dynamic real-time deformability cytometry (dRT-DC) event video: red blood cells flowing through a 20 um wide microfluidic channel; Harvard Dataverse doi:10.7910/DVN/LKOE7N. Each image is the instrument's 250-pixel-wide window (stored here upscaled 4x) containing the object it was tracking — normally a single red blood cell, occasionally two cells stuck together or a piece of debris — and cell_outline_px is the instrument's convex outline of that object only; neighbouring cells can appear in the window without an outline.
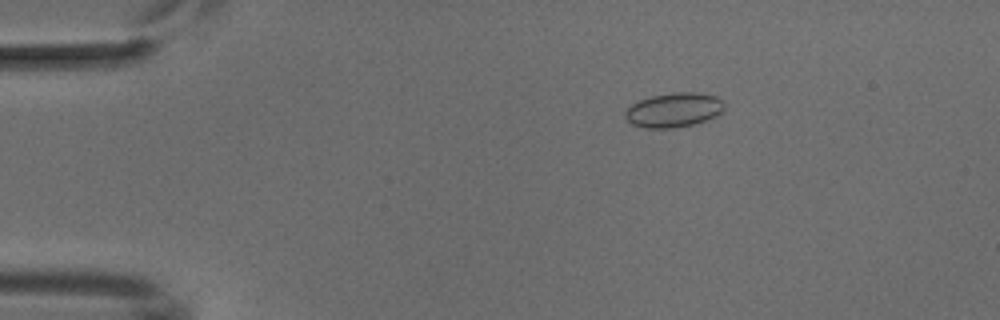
{"species": "common noctule bat (a hibernating species)", "species_latin": "Nyctalus noctula", "temperature_condition": "cold", "stored_images_in_passage": 6, "camera_frame_rate_fps": 3000, "um_per_image_px": 0.085, "animal": {"sex": "male", "body_mass_g": 18.8}, "frame": {"image": 1, "passage_image": 1, "time_ms": 0.0, "image_size_px": [1000, 320], "cell_outline_px": [[724, 108], [716, 116], [708, 120], [692, 124], [672, 128], [648, 128], [632, 124], [624, 116], [624, 112], [632, 104], [640, 100], [652, 96], [672, 92], [700, 92], [716, 96], [724, 104]], "centroid_in_image_um": [57.28, 9.34], "position_along_channel_um": 27.7, "area_um2": 19.83}}
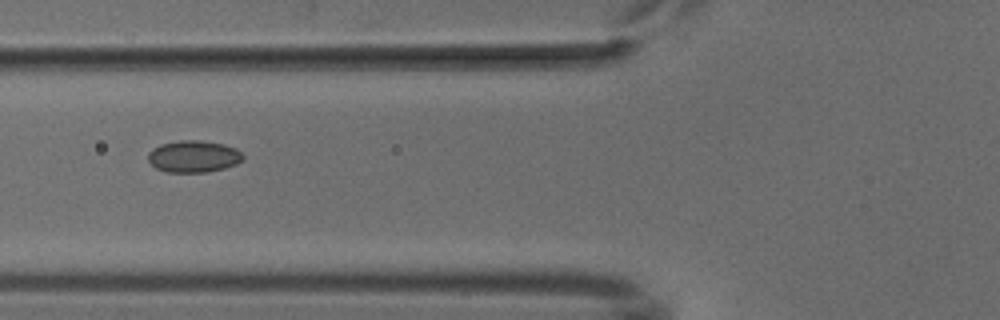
{"frame": {"image": 2, "passage_image": 4, "time_ms": 3.667, "image_size_px": [1000, 320], "cell_outline_px": [[244, 160], [236, 164], [224, 168], [208, 172], [168, 172], [156, 168], [148, 160], [148, 152], [152, 148], [160, 144], [180, 140], [200, 140], [224, 144], [236, 148], [244, 156]], "centroid_in_image_um": [16.46, 13.29], "position_along_channel_um": 109.3, "area_um2": 17.74}}
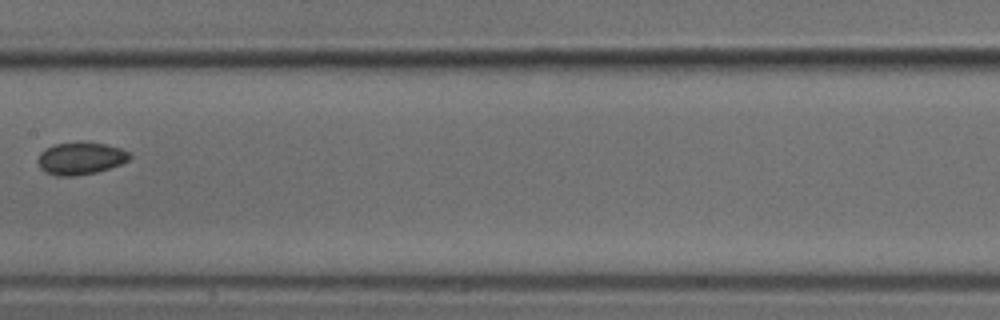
{"frame": {"image": 3, "passage_image": 6, "time_ms": 6.0, "image_size_px": [1000, 320], "cell_outline_px": [[132, 156], [128, 160], [120, 164], [96, 172], [76, 176], [56, 176], [44, 172], [40, 168], [36, 160], [40, 152], [44, 148], [56, 144], [80, 140], [104, 144], [120, 148], [128, 152]], "centroid_in_image_um": [6.79, 13.44], "position_along_channel_um": 200.6, "area_um2": 17.63}}